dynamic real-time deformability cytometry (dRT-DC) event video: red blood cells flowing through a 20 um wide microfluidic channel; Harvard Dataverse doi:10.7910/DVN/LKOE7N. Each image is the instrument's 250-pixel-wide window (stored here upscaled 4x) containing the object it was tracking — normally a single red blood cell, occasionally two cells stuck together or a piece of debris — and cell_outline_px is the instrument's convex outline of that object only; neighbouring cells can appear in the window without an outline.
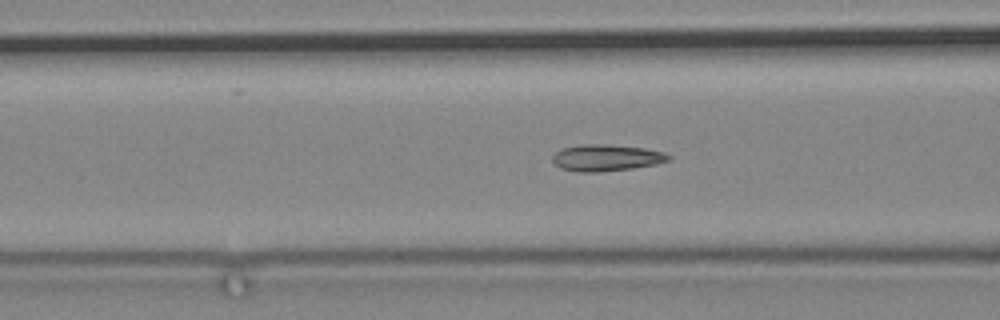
{"species": "common noctule bat (a hibernating species)", "species_latin": "Nyctalus noctula", "temperature_condition": "cold", "stored_images_in_passage": 77, "camera_frame_rate_fps": 3000, "um_per_image_px": 0.085, "animal": {"sex": "male", "body_mass_g": 19.2, "forearm_length_mm": 51.8}, "frame": {"image": 1, "passage_image": 39, "time_ms": 12.667, "image_size_px": [1000, 320], "cell_outline_px": [[672, 156], [668, 160], [656, 164], [632, 168], [596, 172], [576, 172], [560, 168], [552, 160], [552, 156], [560, 148], [580, 144], [608, 144], [644, 148], [664, 152]], "centroid_in_image_um": [51.5, 13.4], "position_along_channel_um": 115.1, "area_um2": 18.03}}
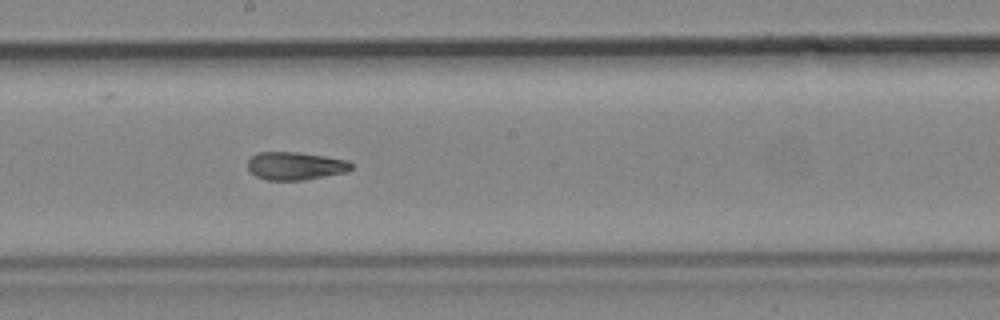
{"frame": {"image": 2, "passage_image": 49, "time_ms": 16.0, "image_size_px": [1000, 320], "cell_outline_px": [[352, 168], [348, 172], [304, 180], [268, 180], [256, 176], [248, 168], [248, 160], [256, 152], [300, 152], [348, 160], [352, 164]], "centroid_in_image_um": [25.12, 14.1], "position_along_channel_um": 223.1, "area_um2": 16.94}}
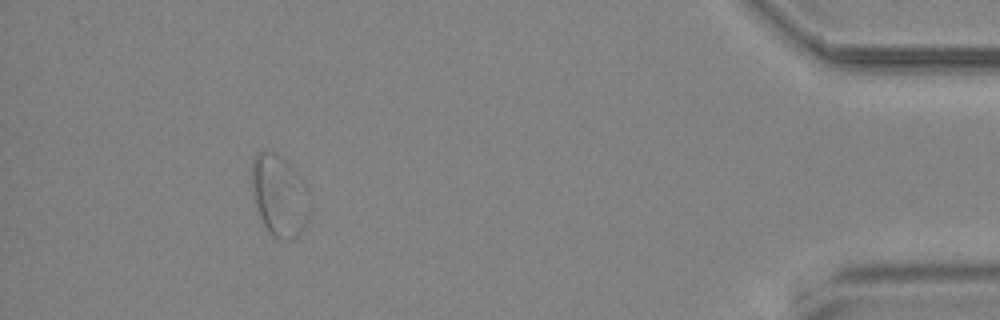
{"frame": {"image": 3, "passage_image": 72, "time_ms": 23.667, "image_size_px": [1000, 320], "cell_outline_px": [[304, 224], [300, 232], [292, 240], [280, 240], [272, 236], [268, 232], [260, 216], [252, 196], [252, 160], [256, 152], [276, 152], [288, 160], [292, 164], [300, 180]], "centroid_in_image_um": [23.59, 16.58], "position_along_channel_um": 411.6, "area_um2": 25.95}}